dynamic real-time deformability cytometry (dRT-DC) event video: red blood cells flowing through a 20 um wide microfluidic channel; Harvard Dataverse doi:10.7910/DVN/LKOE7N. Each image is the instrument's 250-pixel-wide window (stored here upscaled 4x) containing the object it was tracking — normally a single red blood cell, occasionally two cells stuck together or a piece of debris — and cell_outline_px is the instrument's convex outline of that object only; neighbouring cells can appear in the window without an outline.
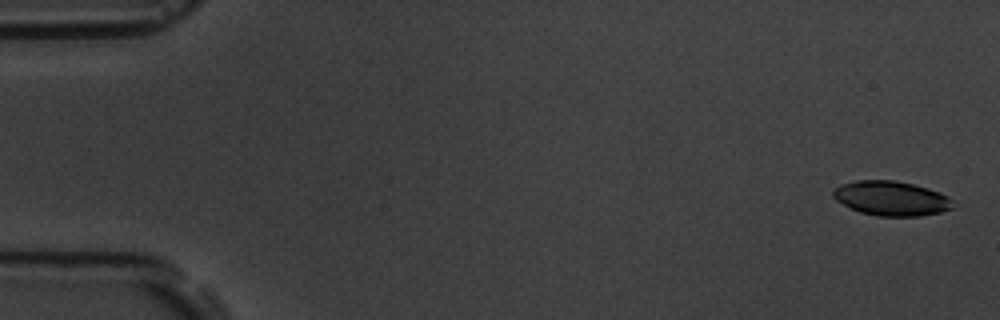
{"species": "common noctule bat (a hibernating species)", "species_latin": "Nyctalus noctula", "temperature_condition": "room temperature", "stored_images_in_passage": 8, "camera_frame_rate_fps": 3000, "um_per_image_px": 0.085, "animal": {"sex": "male", "body_mass_g": 19.5, "forearm_length_mm": 54.6}, "frame": {"image": 1, "passage_image": 1, "time_ms": 0.0, "image_size_px": [1000, 320], "cell_outline_px": [[956, 208], [940, 212], [920, 216], [876, 216], [860, 212], [836, 200], [832, 196], [832, 192], [840, 184], [856, 180], [896, 180], [928, 188], [948, 196], [952, 200]], "centroid_in_image_um": [75.78, 16.86], "position_along_channel_um": 9.2, "area_um2": 24.22}}
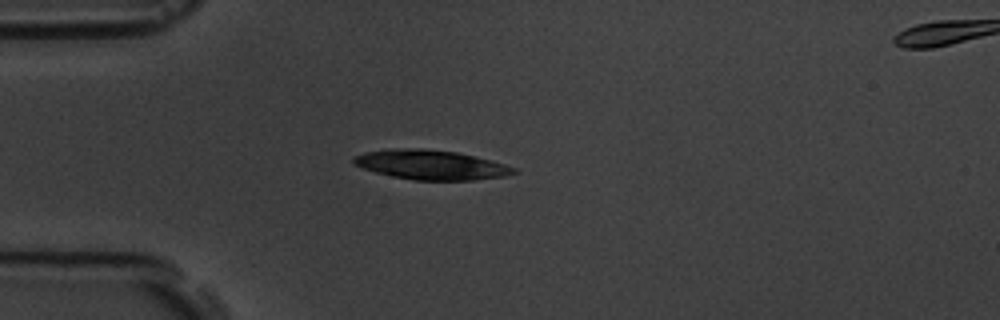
{"frame": {"image": 2, "passage_image": 5, "time_ms": 4.667, "image_size_px": [1000, 320], "cell_outline_px": [[520, 172], [504, 176], [472, 180], [416, 180], [392, 176], [376, 172], [352, 164], [352, 160], [356, 156], [364, 152], [404, 148], [424, 148], [456, 152], [476, 156], [492, 160], [516, 168]], "centroid_in_image_um": [36.67, 14.01], "position_along_channel_um": 48.3, "area_um2": 27.46}}
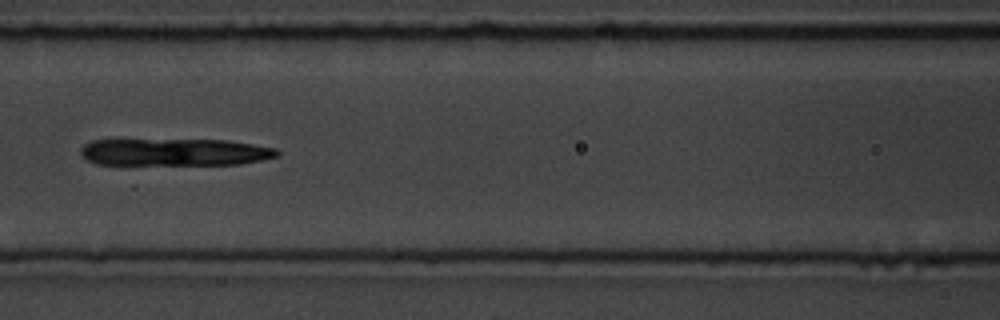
{"frame": {"image": 3, "passage_image": 8, "time_ms": 8.0, "image_size_px": [1000, 320], "cell_outline_px": [[280, 156], [240, 164], [96, 164], [88, 160], [80, 152], [80, 148], [84, 144], [92, 140], [228, 140], [276, 148], [280, 152]], "centroid_in_image_um": [14.87, 12.93], "position_along_channel_um": 151.7, "area_um2": 30.98}}